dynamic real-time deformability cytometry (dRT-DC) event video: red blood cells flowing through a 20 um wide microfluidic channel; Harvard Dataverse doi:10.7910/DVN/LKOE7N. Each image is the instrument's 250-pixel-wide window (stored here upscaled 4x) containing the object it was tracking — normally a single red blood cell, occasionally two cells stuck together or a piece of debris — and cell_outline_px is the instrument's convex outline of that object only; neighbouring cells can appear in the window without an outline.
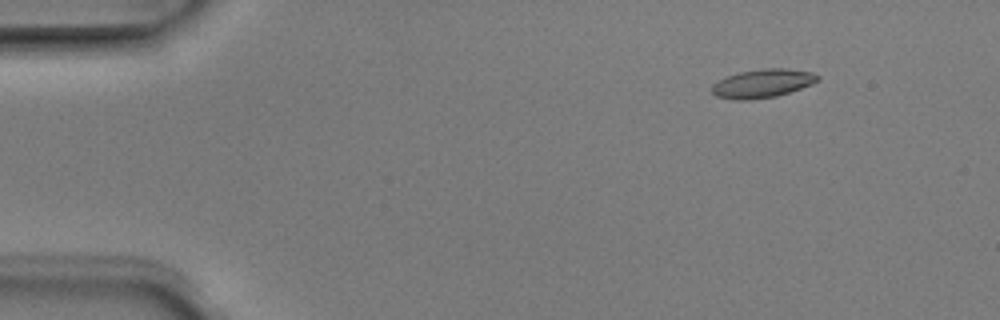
{"species": "Egyptian fruit bat (a non-hibernating species)", "species_latin": "Rousettus aegyptiacus", "temperature_condition": "room temperature", "stored_images_in_passage": 4, "camera_frame_rate_fps": 3000, "um_per_image_px": 0.085, "animal": {"sex": "male"}, "frame": {"image": 1, "passage_image": 2, "time_ms": 0.333, "image_size_px": [1000, 320], "cell_outline_px": [[820, 80], [812, 84], [776, 96], [748, 100], [736, 100], [716, 96], [712, 92], [712, 84], [728, 76], [740, 72], [764, 68], [788, 68], [812, 72], [820, 76]], "centroid_in_image_um": [64.84, 7.08], "position_along_channel_um": 20.2, "area_um2": 17.51}}
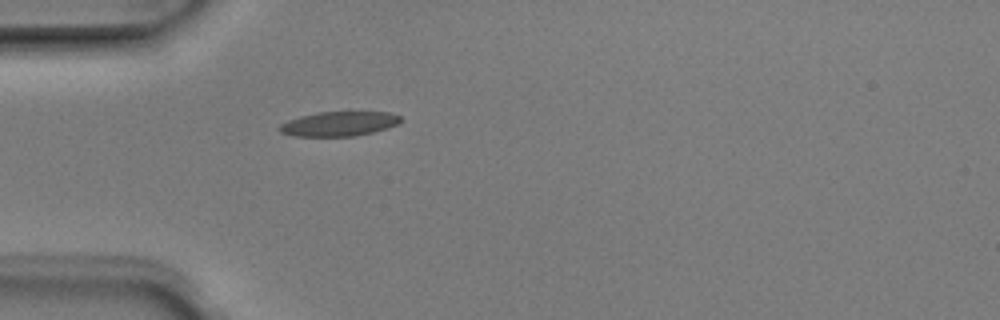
{"frame": {"image": 2, "passage_image": 4, "time_ms": 1.0, "image_size_px": [1000, 320], "cell_outline_px": [[404, 120], [400, 124], [388, 128], [356, 136], [292, 136], [280, 132], [276, 128], [280, 124], [288, 120], [300, 116], [320, 112], [388, 112], [400, 116]], "centroid_in_image_um": [28.83, 10.53], "position_along_channel_um": 56.2, "area_um2": 17.51}}